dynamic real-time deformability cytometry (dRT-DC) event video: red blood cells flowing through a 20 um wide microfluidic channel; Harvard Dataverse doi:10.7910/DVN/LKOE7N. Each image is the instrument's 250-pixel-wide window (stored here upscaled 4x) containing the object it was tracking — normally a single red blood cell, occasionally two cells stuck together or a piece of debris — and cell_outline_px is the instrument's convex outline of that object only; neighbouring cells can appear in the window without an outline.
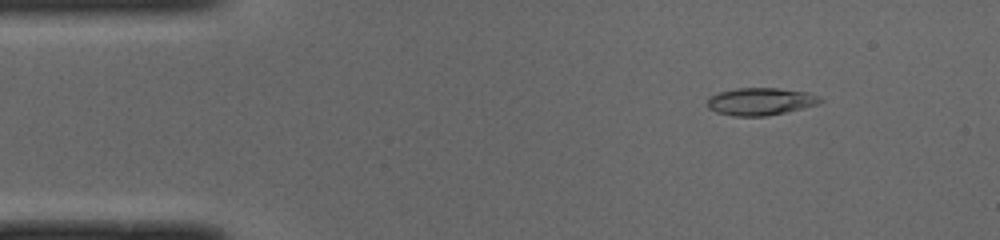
{"species": "common noctule bat (a hibernating species)", "species_latin": "Nyctalus noctula", "temperature_condition": "cold", "stored_images_in_passage": 50, "camera_frame_rate_fps": 3000, "um_per_image_px": 0.085, "animal": {"sex": "male", "body_mass_g": 19.0, "forearm_length_mm": 50.8}, "frame": {"image": 1, "passage_image": 6, "time_ms": 1.667, "image_size_px": [1000, 240], "cell_outline_px": [[824, 100], [816, 104], [768, 116], [732, 116], [716, 112], [708, 108], [708, 100], [712, 96], [720, 92], [736, 88], [776, 88], [808, 92], [820, 96]], "centroid_in_image_um": [64.64, 8.62], "position_along_channel_um": 20.4, "area_um2": 17.86}}
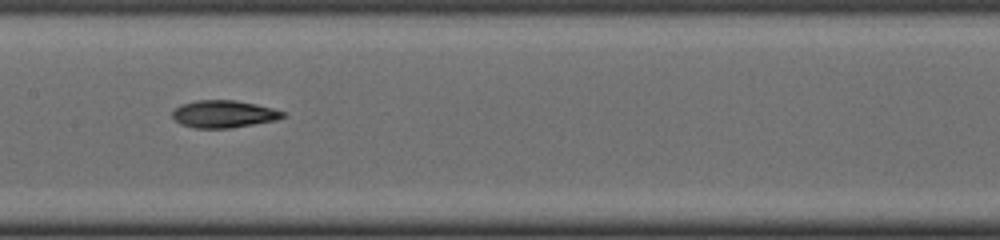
{"frame": {"image": 2, "passage_image": 24, "time_ms": 7.667, "image_size_px": [1000, 240], "cell_outline_px": [[288, 116], [276, 120], [228, 128], [196, 128], [180, 124], [172, 116], [172, 112], [180, 104], [196, 100], [236, 100], [256, 104], [272, 108], [284, 112]], "centroid_in_image_um": [19.02, 9.68], "position_along_channel_um": 188.4, "area_um2": 17.57}}
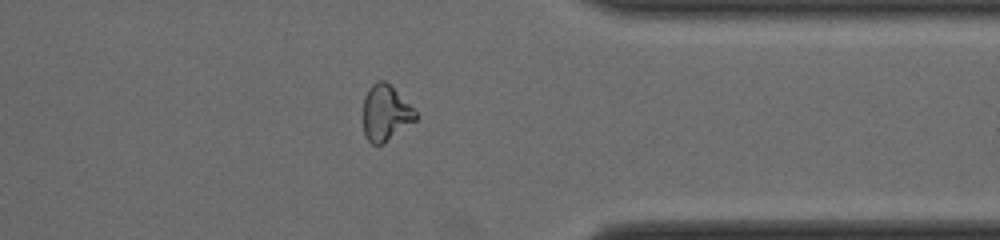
{"frame": {"image": 3, "passage_image": 39, "time_ms": 12.667, "image_size_px": [1000, 240], "cell_outline_px": [[416, 120], [384, 144], [372, 144], [364, 136], [360, 116], [364, 96], [368, 88], [376, 80], [384, 80], [416, 112]], "centroid_in_image_um": [32.68, 9.64], "position_along_channel_um": 378.7, "area_um2": 17.34}, "authors_computed_cell_mechanics": {"area_um2": 17.7157, "velocity_mm_per_s": 3.9987, "shape_relaxation_time_tau1_ms": 4.3935, "shape_relaxation_time_tau2_ms": 6.9594, "deformation_change_tau1": 0.1626, "deformation_change_tau2": 0.1353}}